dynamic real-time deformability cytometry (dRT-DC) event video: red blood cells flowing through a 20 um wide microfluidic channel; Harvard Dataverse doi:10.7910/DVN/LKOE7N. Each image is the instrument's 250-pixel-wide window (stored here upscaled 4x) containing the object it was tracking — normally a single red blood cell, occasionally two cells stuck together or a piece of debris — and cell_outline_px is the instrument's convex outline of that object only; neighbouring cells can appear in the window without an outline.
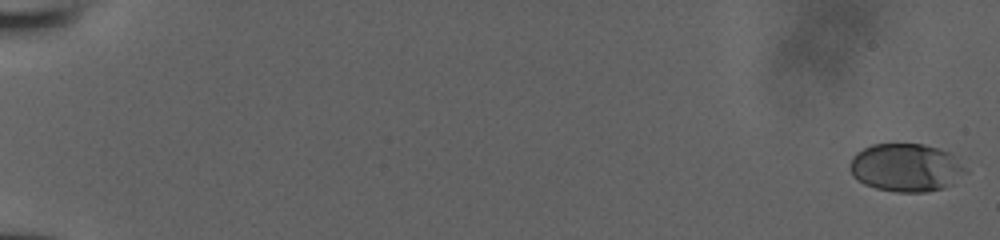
{"species": "human", "species_latin": "Homo sapiens", "temperature_condition": "room temperature", "stored_images_in_passage": 54, "camera_frame_rate_fps": 3000, "um_per_image_px": 0.085, "donor": {"sex": "male"}, "frame": {"image": 1, "passage_image": 1, "time_ms": 0.0, "image_size_px": [1000, 240], "cell_outline_px": [[968, 172], [952, 184], [944, 188], [928, 192], [896, 192], [876, 188], [864, 184], [856, 180], [852, 176], [848, 168], [852, 156], [856, 152], [872, 144], [924, 144], [940, 148], [948, 152], [968, 168]], "centroid_in_image_um": [77.01, 14.25], "position_along_channel_um": 8.0, "area_um2": 32.89}}
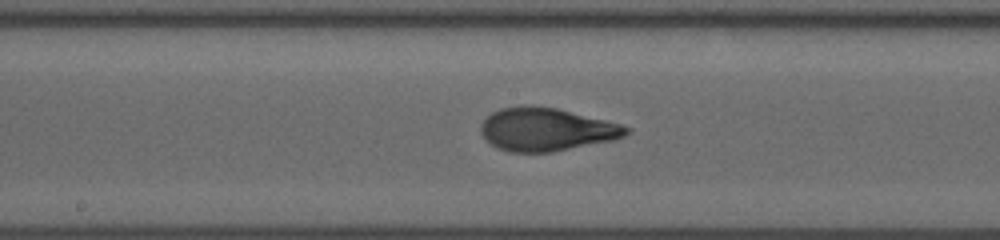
{"frame": {"image": 2, "passage_image": 31, "time_ms": 10.0, "image_size_px": [1000, 240], "cell_outline_px": [[632, 132], [616, 140], [552, 152], [508, 152], [496, 148], [480, 132], [480, 124], [492, 112], [500, 108], [520, 104], [524, 104], [556, 108], [620, 124], [632, 128]], "centroid_in_image_um": [46.44, 11.0], "position_along_channel_um": 201.8, "area_um2": 36.76}}
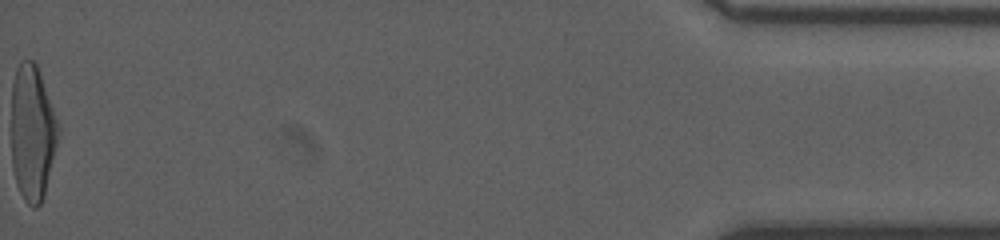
{"frame": {"image": 3, "passage_image": 54, "time_ms": 17.667, "image_size_px": [1000, 240], "cell_outline_px": [[60, 132], [44, 196], [40, 204], [36, 208], [32, 208], [24, 200], [16, 184], [12, 168], [12, 84], [16, 68], [20, 60], [32, 60], [36, 64], [60, 128]], "centroid_in_image_um": [2.74, 11.31], "position_along_channel_um": 432.5, "area_um2": 36.99}}